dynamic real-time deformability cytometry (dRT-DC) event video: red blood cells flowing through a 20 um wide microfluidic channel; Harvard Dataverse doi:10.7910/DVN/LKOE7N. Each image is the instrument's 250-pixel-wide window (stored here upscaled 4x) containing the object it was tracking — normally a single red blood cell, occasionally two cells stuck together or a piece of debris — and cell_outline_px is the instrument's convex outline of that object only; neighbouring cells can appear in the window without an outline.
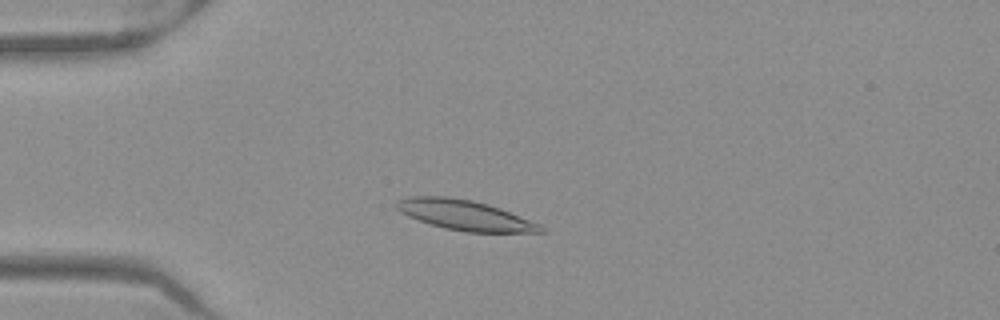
{"species": "Egyptian fruit bat (a non-hibernating species)", "species_latin": "Rousettus aegyptiacus", "temperature_condition": "warm", "stored_images_in_passage": 49, "camera_frame_rate_fps": 3000, "um_per_image_px": 0.085, "frame": {"image": 1, "passage_image": 11, "time_ms": 3.333, "image_size_px": [1000, 320], "cell_outline_px": [[548, 232], [464, 232], [444, 228], [408, 216], [400, 212], [396, 208], [396, 204], [400, 200], [412, 196], [448, 196], [472, 200], [488, 204], [500, 208], [540, 224]], "centroid_in_image_um": [39.54, 18.29], "position_along_channel_um": 45.5, "area_um2": 25.09}}
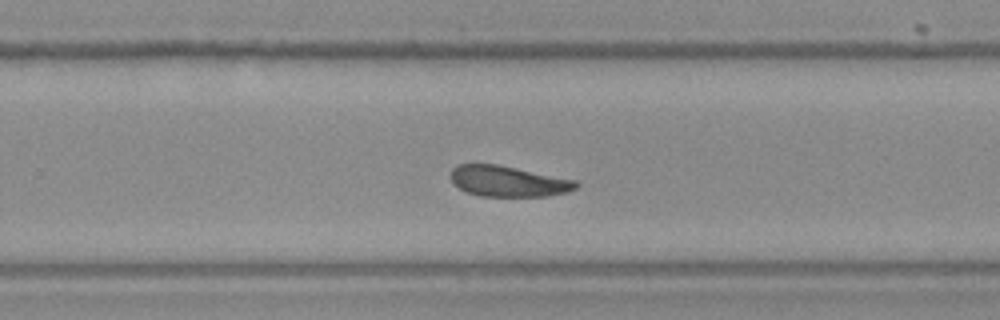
{"frame": {"image": 2, "passage_image": 31, "time_ms": 10.0, "image_size_px": [1000, 320], "cell_outline_px": [[580, 184], [576, 188], [568, 192], [548, 196], [480, 196], [468, 192], [452, 184], [452, 168], [456, 164], [496, 164], [576, 180]], "centroid_in_image_um": [43.2, 15.41], "position_along_channel_um": 286.6, "area_um2": 22.37}}
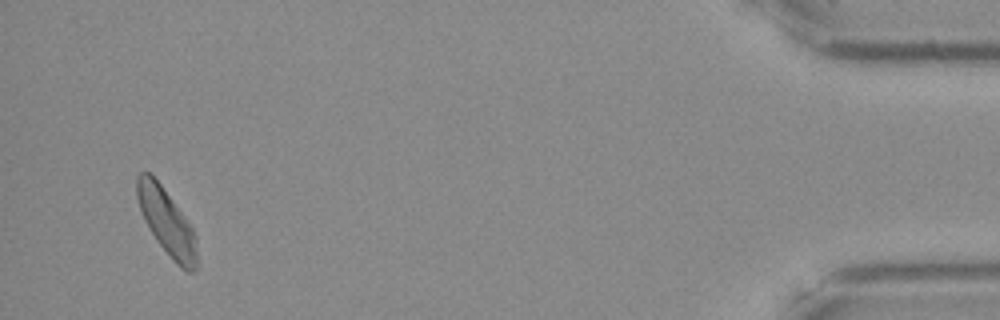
{"frame": {"image": 3, "passage_image": 47, "time_ms": 15.333, "image_size_px": [1000, 320], "cell_outline_px": [[196, 272], [188, 272], [180, 268], [172, 260], [156, 240], [148, 228], [140, 212], [136, 196], [136, 176], [140, 172], [148, 172], [160, 184], [184, 216], [192, 228], [196, 236]], "centroid_in_image_um": [14.14, 18.89], "position_along_channel_um": 421.1, "area_um2": 23.0}, "authors_computed_cell_mechanics": {"area_um2": 23.2934, "velocity_mm_per_s": 3.9468, "shape_relaxation_time_tau1_ms": 7.1406, "shape_relaxation_time_tau2_ms": null, "deformation_change_tau1": 0.164, "deformation_change_tau2": null}}